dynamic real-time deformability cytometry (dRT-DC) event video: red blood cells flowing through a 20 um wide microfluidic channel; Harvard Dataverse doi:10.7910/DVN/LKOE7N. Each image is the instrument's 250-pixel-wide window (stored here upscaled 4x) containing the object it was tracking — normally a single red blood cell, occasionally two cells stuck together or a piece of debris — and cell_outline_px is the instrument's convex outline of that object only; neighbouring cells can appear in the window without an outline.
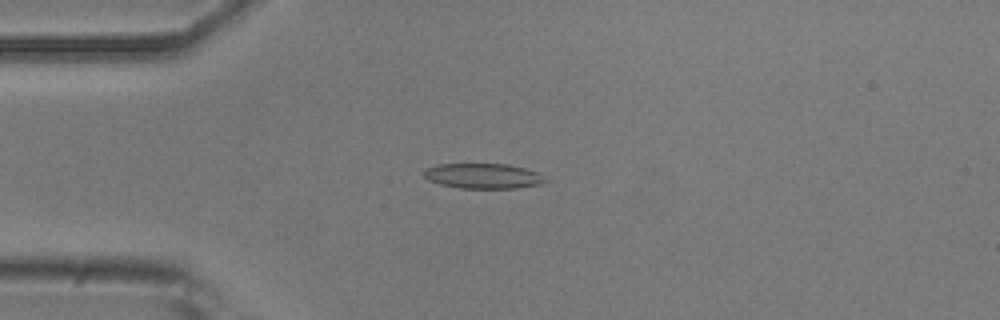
{"species": "common noctule bat (a hibernating species)", "species_latin": "Nyctalus noctula", "temperature_condition": "room temperature", "stored_images_in_passage": 33, "camera_frame_rate_fps": 3000, "um_per_image_px": 0.085, "animal": {"sex": "male", "body_mass_g": 20.5, "forearm_length_mm": 52.5}, "frame": {"image": 1, "passage_image": 2, "time_ms": 0.333, "image_size_px": [1000, 320], "cell_outline_px": [[548, 180], [540, 184], [516, 188], [460, 188], [440, 184], [428, 180], [424, 176], [424, 172], [428, 168], [440, 164], [508, 164], [524, 168], [536, 172]], "centroid_in_image_um": [41.07, 14.96], "position_along_channel_um": 43.9, "area_um2": 17.57}}
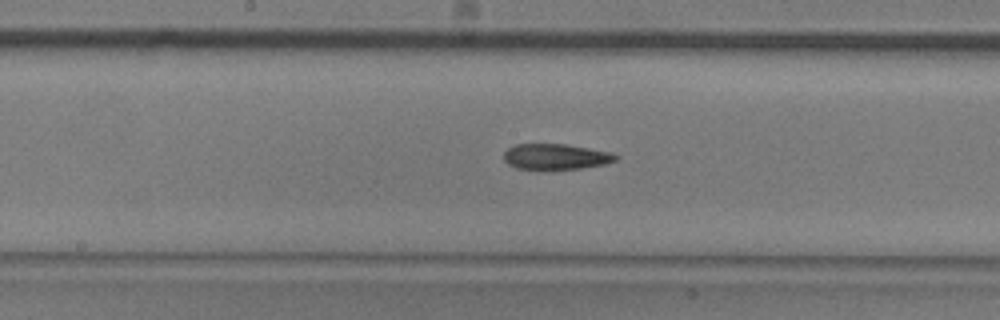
{"frame": {"image": 2, "passage_image": 16, "time_ms": 5.0, "image_size_px": [1000, 320], "cell_outline_px": [[620, 156], [616, 160], [604, 164], [580, 168], [516, 168], [508, 164], [504, 160], [504, 152], [508, 148], [516, 144], [568, 144], [612, 152]], "centroid_in_image_um": [47.26, 13.29], "position_along_channel_um": 200.9, "area_um2": 16.53}}
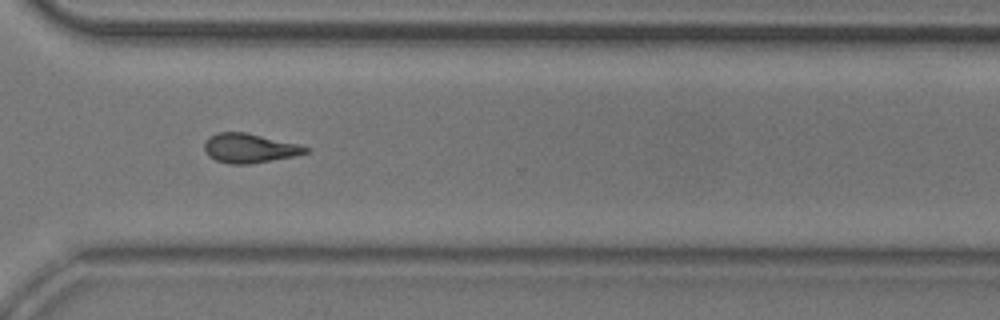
{"frame": {"image": 3, "passage_image": 28, "time_ms": 9.0, "image_size_px": [1000, 320], "cell_outline_px": [[312, 152], [296, 156], [248, 164], [228, 164], [216, 160], [208, 156], [204, 148], [204, 144], [208, 136], [216, 132], [244, 132], [300, 144], [312, 148]], "centroid_in_image_um": [21.25, 12.59], "position_along_channel_um": 349.4, "area_um2": 17.57}, "authors_computed_cell_mechanics": {"area_um2": 17.2244, "velocity_mm_per_s": 3.7234, "shape_relaxation_time_tau1_ms": null, "shape_relaxation_time_tau2_ms": 7.1531, "deformation_change_tau1": null, "deformation_change_tau2": 0.1816}}